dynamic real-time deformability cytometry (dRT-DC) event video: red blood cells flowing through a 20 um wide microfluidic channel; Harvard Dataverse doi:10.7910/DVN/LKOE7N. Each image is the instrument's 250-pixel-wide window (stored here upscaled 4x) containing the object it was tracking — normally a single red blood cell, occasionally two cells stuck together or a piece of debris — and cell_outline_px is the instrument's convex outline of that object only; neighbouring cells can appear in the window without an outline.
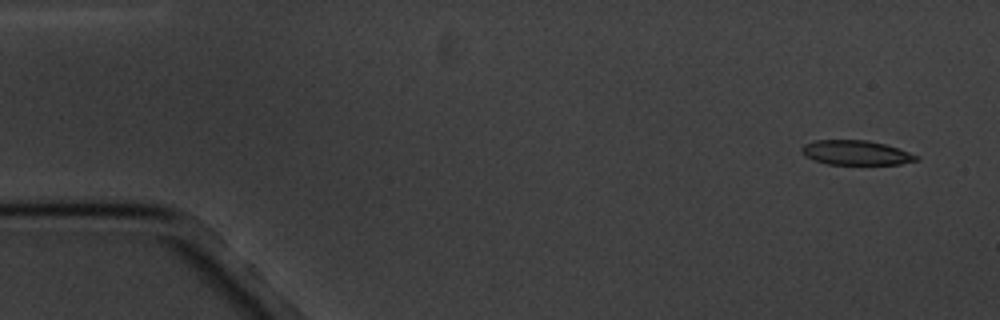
{"species": "common noctule bat (a hibernating species)", "species_latin": "Nyctalus noctula", "temperature_condition": "cold", "stored_images_in_passage": 6, "camera_frame_rate_fps": 3000, "um_per_image_px": 0.085, "animal": {"sex": "male", "body_mass_g": 20.1, "forearm_length_mm": 53.5}, "frame": {"image": 1, "passage_image": 1, "time_ms": 0.0, "image_size_px": [1000, 320], "cell_outline_px": [[920, 160], [900, 164], [828, 164], [804, 156], [800, 152], [800, 148], [804, 144], [816, 140], [868, 140], [884, 144], [920, 156]], "centroid_in_image_um": [72.74, 12.98], "position_along_channel_um": 12.3, "area_um2": 16.36}}
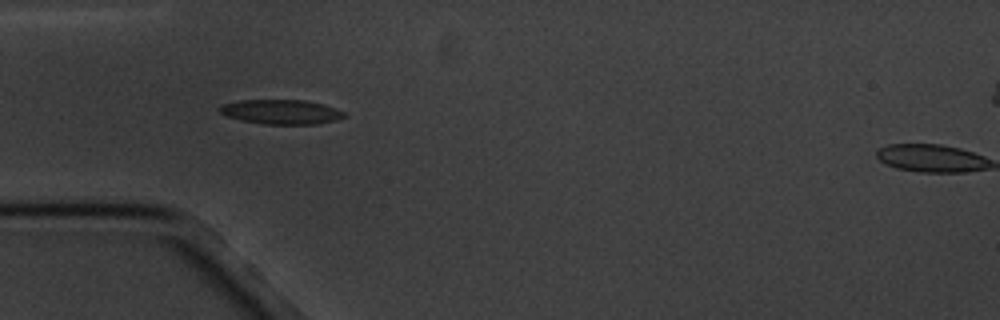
{"frame": {"image": 2, "passage_image": 5, "time_ms": 4.667, "image_size_px": [1000, 320], "cell_outline_px": [[348, 116], [336, 120], [316, 124], [264, 124], [240, 120], [228, 116], [220, 112], [216, 108], [220, 104], [240, 100], [304, 100], [324, 104], [336, 108], [344, 112]], "centroid_in_image_um": [23.89, 9.5], "position_along_channel_um": 61.1, "area_um2": 17.98}}
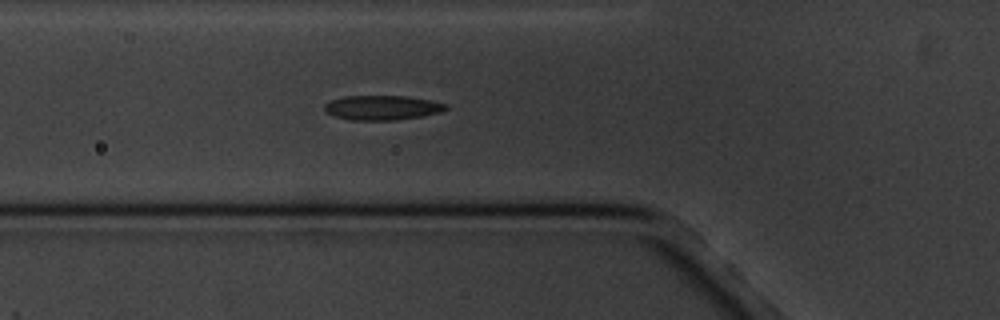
{"frame": {"image": 3, "passage_image": 6, "time_ms": 5.667, "image_size_px": [1000, 320], "cell_outline_px": [[448, 108], [440, 112], [420, 116], [396, 120], [348, 120], [324, 112], [324, 104], [332, 100], [344, 96], [404, 96], [432, 100], [448, 104]], "centroid_in_image_um": [32.48, 9.15], "position_along_channel_um": 93.3, "area_um2": 17.4}}